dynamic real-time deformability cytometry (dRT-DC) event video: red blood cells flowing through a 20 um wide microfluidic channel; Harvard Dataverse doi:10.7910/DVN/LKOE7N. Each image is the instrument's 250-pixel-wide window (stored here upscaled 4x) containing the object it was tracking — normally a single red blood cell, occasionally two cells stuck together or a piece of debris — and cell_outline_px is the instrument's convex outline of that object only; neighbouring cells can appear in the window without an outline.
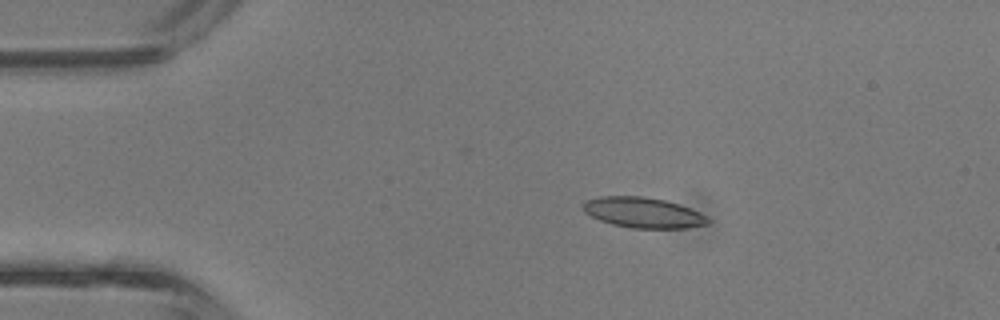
{"species": "common noctule bat (a hibernating species)", "species_latin": "Nyctalus noctula", "temperature_condition": "room temperature", "stored_images_in_passage": 4, "camera_frame_rate_fps": 3000, "um_per_image_px": 0.085, "animal": {"sex": "male", "body_mass_g": 13.3}, "frame": {"image": 1, "passage_image": 3, "time_ms": 0.667, "image_size_px": [1000, 320], "cell_outline_px": [[712, 220], [708, 224], [684, 228], [632, 228], [612, 224], [600, 220], [584, 212], [580, 204], [584, 200], [600, 196], [644, 196], [664, 200], [680, 204], [700, 212], [708, 216]], "centroid_in_image_um": [54.66, 18.06], "position_along_channel_um": 30.3, "area_um2": 22.43}}